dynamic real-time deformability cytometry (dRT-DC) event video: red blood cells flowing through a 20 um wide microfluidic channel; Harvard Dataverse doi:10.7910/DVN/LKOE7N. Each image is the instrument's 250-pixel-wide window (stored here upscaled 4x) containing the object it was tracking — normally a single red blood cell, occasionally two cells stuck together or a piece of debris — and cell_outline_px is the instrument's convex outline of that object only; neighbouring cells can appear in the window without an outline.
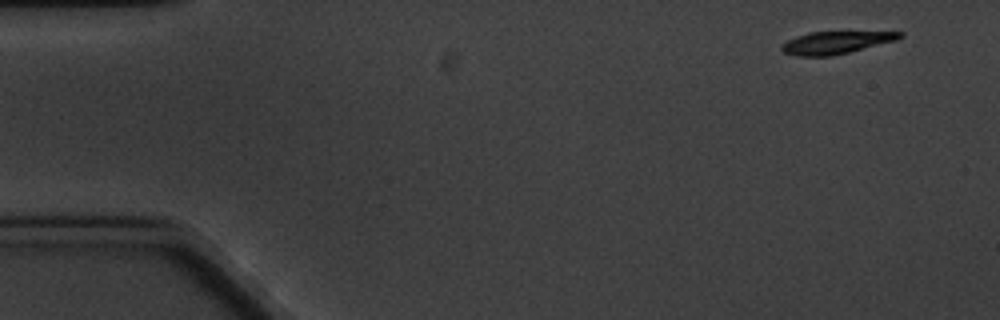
{"species": "common noctule bat (a hibernating species)", "species_latin": "Nyctalus noctula", "temperature_condition": "cold", "stored_images_in_passage": 5, "camera_frame_rate_fps": 3000, "um_per_image_px": 0.085, "animal": {"sex": "male", "body_mass_g": 20.1, "forearm_length_mm": 53.5}, "frame": {"image": 1, "passage_image": 1, "time_ms": 0.0, "image_size_px": [1000, 320], "cell_outline_px": [[904, 36], [896, 40], [832, 56], [796, 56], [784, 52], [780, 48], [780, 44], [796, 36], [808, 32], [904, 32]], "centroid_in_image_um": [71.0, 3.62], "position_along_channel_um": 14.0, "area_um2": 15.32}}
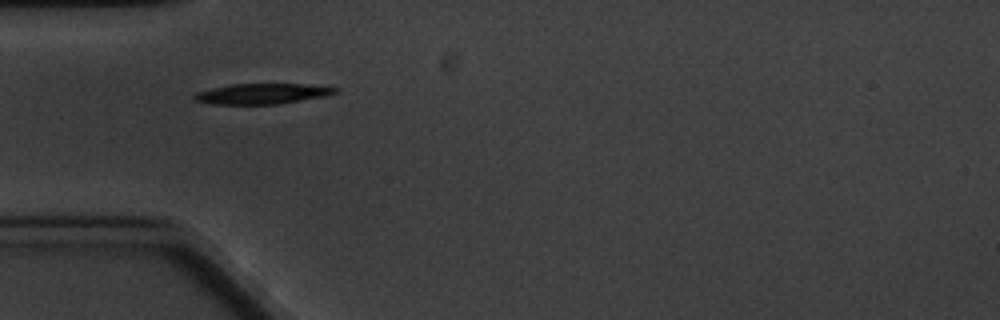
{"frame": {"image": 2, "passage_image": 5, "time_ms": 4.667, "image_size_px": [1000, 320], "cell_outline_px": [[340, 88], [336, 92], [328, 96], [280, 104], [212, 104], [192, 100], [192, 96], [196, 92], [212, 88], [232, 84], [300, 84]], "centroid_in_image_um": [22.26, 7.97], "position_along_channel_um": 62.7, "area_um2": 16.88}}